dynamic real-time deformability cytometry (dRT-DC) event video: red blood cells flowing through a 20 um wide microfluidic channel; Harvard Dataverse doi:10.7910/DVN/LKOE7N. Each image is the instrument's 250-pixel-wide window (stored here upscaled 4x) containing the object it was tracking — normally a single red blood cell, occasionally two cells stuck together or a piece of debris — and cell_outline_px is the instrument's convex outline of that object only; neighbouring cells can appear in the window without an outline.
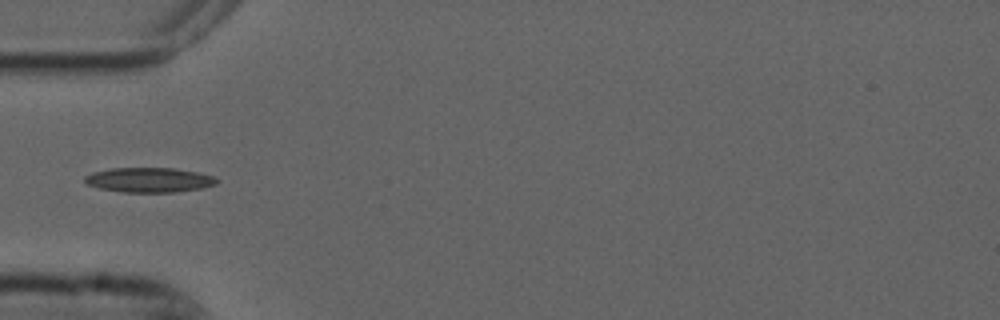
{"species": "common noctule bat (a hibernating species)", "species_latin": "Nyctalus noctula", "temperature_condition": "cold", "stored_images_in_passage": 4, "camera_frame_rate_fps": 3000, "um_per_image_px": 0.085, "animal": {"sex": "male", "forearm_length_mm": 52.5}, "frame": {"image": 1, "passage_image": 4, "time_ms": 1.0, "image_size_px": [1000, 320], "cell_outline_px": [[220, 180], [216, 184], [204, 188], [176, 192], [124, 192], [100, 188], [88, 184], [84, 180], [84, 176], [92, 172], [112, 168], [172, 168], [196, 172], [212, 176]], "centroid_in_image_um": [12.69, 15.29], "position_along_channel_um": 72.3, "area_um2": 18.96}}